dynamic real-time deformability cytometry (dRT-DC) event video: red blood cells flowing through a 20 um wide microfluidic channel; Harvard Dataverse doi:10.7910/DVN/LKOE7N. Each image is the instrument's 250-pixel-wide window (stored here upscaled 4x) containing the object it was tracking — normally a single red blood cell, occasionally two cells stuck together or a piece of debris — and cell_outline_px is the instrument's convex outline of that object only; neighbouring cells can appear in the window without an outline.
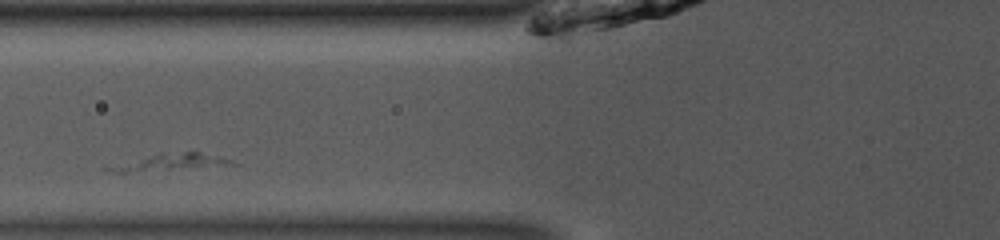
{"species": "common noctule bat (a hibernating species)", "species_latin": "Nyctalus noctula", "temperature_condition": "room temperature", "stored_images_in_passage": 25, "camera_frame_rate_fps": 3000, "um_per_image_px": 0.085, "animal": {"sex": "male", "body_mass_g": 13.0, "forearm_length_mm": 53.1}, "frame": {"image": 1, "passage_image": 4, "time_ms": 1.0, "image_size_px": [1000, 240], "cell_outline_px": [[244, 164], [124, 172], [104, 172], [100, 168], [152, 156], [184, 152], [200, 152], [232, 160]], "centroid_in_image_um": [14.52, 13.81], "position_along_channel_um": 111.3, "area_um2": 11.27}}
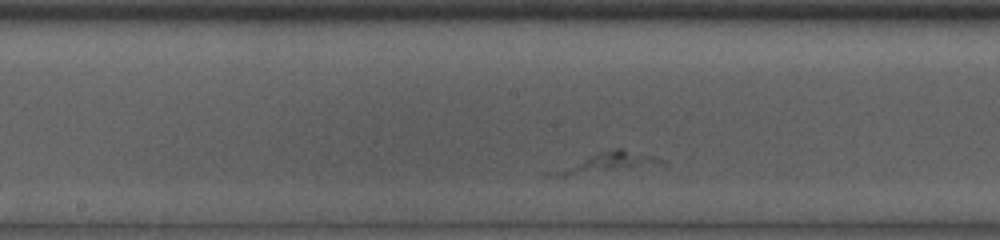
{"frame": {"image": 2, "passage_image": 11, "time_ms": 3.333, "image_size_px": [1000, 240], "cell_outline_px": [[668, 168], [568, 176], [544, 176], [544, 172], [600, 152], [616, 148], [624, 148], [668, 160]], "centroid_in_image_um": [51.85, 13.9], "position_along_channel_um": 196.4, "area_um2": 14.39}}
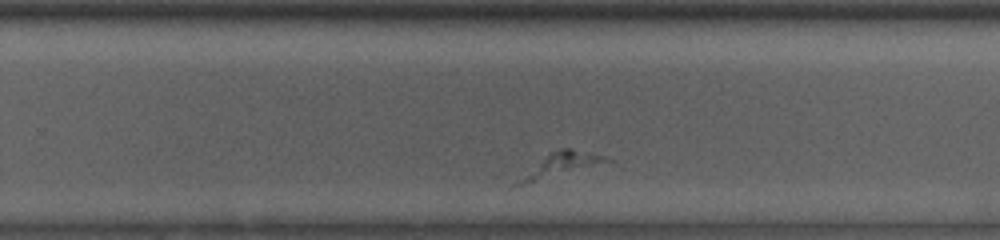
{"frame": {"image": 3, "passage_image": 18, "time_ms": 5.667, "image_size_px": [1000, 240], "cell_outline_px": [[612, 160], [520, 184], [512, 184], [548, 152], [560, 148], [572, 148], [604, 156]], "centroid_in_image_um": [47.64, 13.92], "position_along_channel_um": 282.2, "area_um2": 11.16}}